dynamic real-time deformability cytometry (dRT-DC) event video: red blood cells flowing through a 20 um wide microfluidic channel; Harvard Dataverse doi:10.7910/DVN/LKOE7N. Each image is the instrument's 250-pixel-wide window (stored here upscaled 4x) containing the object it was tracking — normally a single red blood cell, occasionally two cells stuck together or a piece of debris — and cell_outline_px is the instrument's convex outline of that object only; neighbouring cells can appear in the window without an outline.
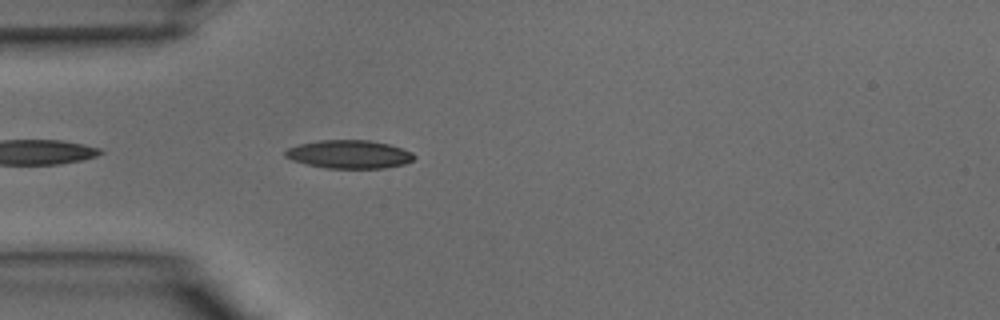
{"species": "common noctule bat (a hibernating species)", "species_latin": "Nyctalus noctula", "temperature_condition": "warm", "stored_images_in_passage": 17, "camera_frame_rate_fps": 3000, "um_per_image_px": 0.085, "animal": {"sex": "male", "body_mass_g": 15.6}, "frame": {"image": 1, "passage_image": 1, "time_ms": 0.0, "image_size_px": [1000, 320], "cell_outline_px": [[416, 156], [412, 160], [404, 164], [384, 168], [324, 168], [292, 160], [284, 156], [284, 152], [288, 148], [300, 144], [320, 140], [368, 140], [388, 144], [412, 152]], "centroid_in_image_um": [29.67, 13.11], "position_along_channel_um": 55.3, "area_um2": 21.1}}